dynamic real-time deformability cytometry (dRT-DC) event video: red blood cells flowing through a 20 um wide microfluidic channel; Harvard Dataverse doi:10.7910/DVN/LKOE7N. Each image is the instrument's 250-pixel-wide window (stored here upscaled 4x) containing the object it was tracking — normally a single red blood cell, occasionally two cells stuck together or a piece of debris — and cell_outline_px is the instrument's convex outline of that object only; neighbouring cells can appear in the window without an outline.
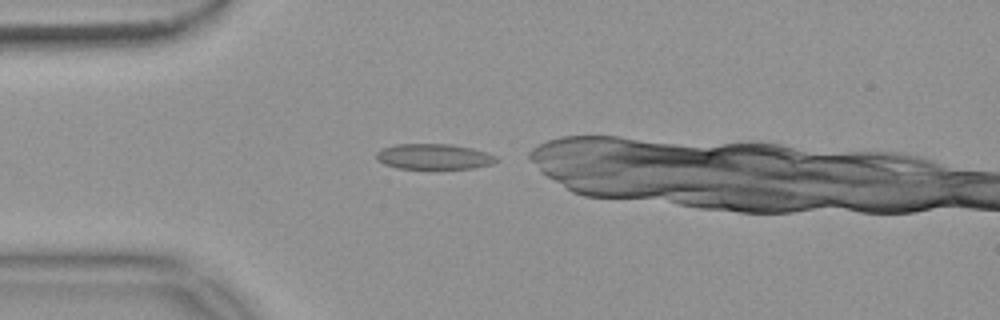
{"species": "common noctule bat (a hibernating species)", "species_latin": "Nyctalus noctula", "temperature_condition": "warm", "stored_images_in_passage": 39, "camera_frame_rate_fps": 3000, "um_per_image_px": 0.085, "animal": {"sex": "female", "body_mass_g": 18.4}, "frame": {"image": 1, "passage_image": 1, "time_ms": 0.0, "image_size_px": [1000, 320], "cell_outline_px": [[500, 160], [492, 164], [472, 168], [396, 168], [384, 164], [376, 160], [376, 152], [384, 148], [396, 144], [452, 144], [472, 148], [488, 152], [496, 156]], "centroid_in_image_um": [36.9, 13.3], "position_along_channel_um": 48.1, "area_um2": 17.86}}
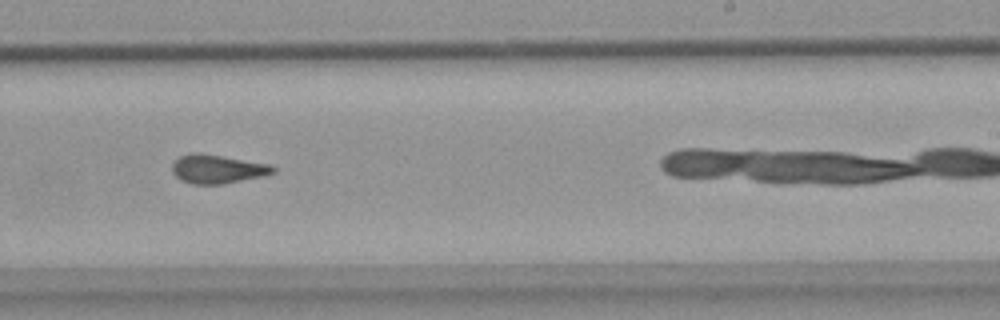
{"frame": {"image": 2, "passage_image": 20, "time_ms": 6.333, "image_size_px": [1000, 320], "cell_outline_px": [[276, 172], [264, 176], [224, 184], [192, 184], [180, 180], [172, 172], [172, 164], [180, 156], [192, 152], [200, 152], [272, 164], [276, 168]], "centroid_in_image_um": [18.51, 14.36], "position_along_channel_um": 270.5, "area_um2": 17.22}}
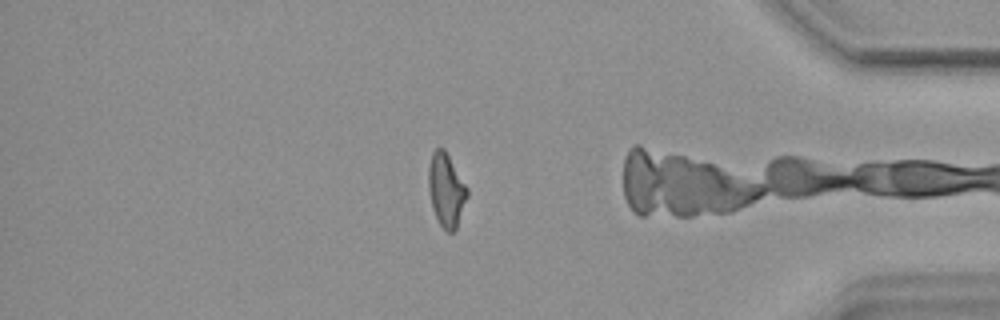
{"frame": {"image": 3, "passage_image": 33, "time_ms": 10.667, "image_size_px": [1000, 320], "cell_outline_px": [[468, 196], [456, 228], [452, 232], [448, 232], [440, 224], [432, 208], [428, 188], [428, 168], [432, 152], [436, 148], [444, 148], [468, 188]], "centroid_in_image_um": [37.92, 16.13], "position_along_channel_um": 397.3, "area_um2": 16.47}, "authors_computed_cell_mechanics": {"area_um2": 16.762, "velocity_mm_per_s": 3.7222, "shape_relaxation_time_tau1_ms": null, "shape_relaxation_time_tau2_ms": 1.479, "deformation_change_tau1": null, "deformation_change_tau2": 0.0791}}